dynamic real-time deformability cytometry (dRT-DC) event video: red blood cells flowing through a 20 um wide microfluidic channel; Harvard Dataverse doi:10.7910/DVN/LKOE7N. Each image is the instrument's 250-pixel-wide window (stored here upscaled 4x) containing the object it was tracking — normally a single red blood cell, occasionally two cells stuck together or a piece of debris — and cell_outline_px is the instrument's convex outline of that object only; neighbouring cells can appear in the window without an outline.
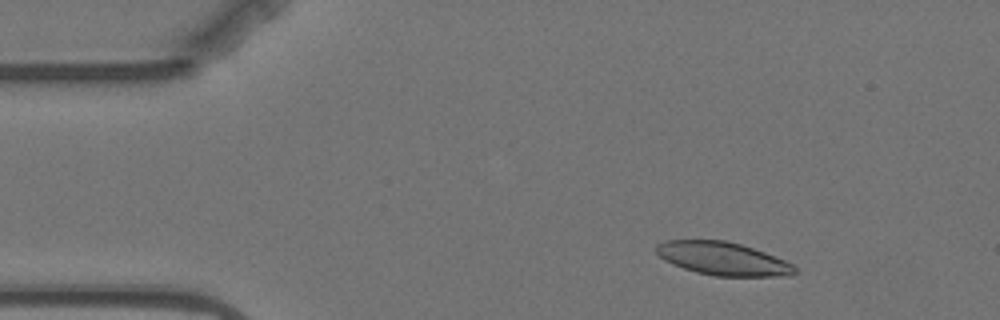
{"species": "Egyptian fruit bat (a non-hibernating species)", "species_latin": "Rousettus aegyptiacus", "temperature_condition": "warm", "stored_images_in_passage": 4, "camera_frame_rate_fps": 3000, "um_per_image_px": 0.085, "animal": {"sex": "female"}, "frame": {"image": 1, "passage_image": 2, "time_ms": 1.333, "image_size_px": [1000, 320], "cell_outline_px": [[796, 272], [788, 276], [716, 276], [696, 272], [672, 264], [664, 260], [656, 252], [656, 244], [668, 240], [724, 240], [740, 244], [764, 252], [784, 260], [792, 264], [796, 268]], "centroid_in_image_um": [61.43, 21.99], "position_along_channel_um": 23.6, "area_um2": 26.53}}